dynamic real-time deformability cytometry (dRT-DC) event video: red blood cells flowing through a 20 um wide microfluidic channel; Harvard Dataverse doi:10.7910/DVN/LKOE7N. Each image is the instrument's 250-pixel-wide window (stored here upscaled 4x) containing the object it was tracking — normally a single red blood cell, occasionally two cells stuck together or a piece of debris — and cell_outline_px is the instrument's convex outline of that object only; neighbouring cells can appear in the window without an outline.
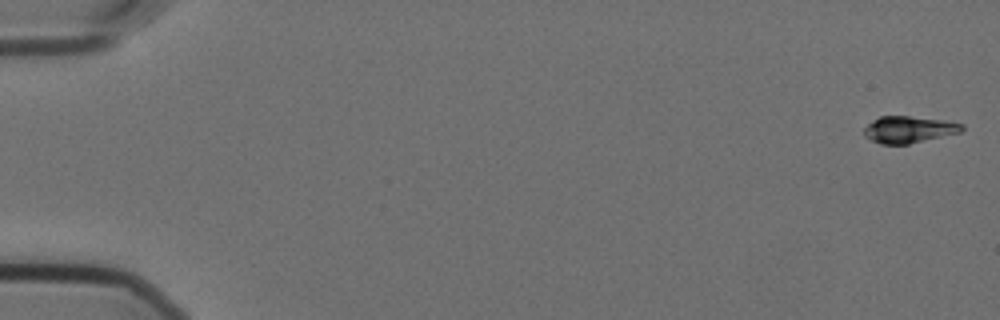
{"species": "Egyptian fruit bat (a non-hibernating species)", "species_latin": "Rousettus aegyptiacus", "temperature_condition": "cold", "stored_images_in_passage": 57, "camera_frame_rate_fps": 3000, "um_per_image_px": 0.085, "animal": {"sex": "female"}, "frame": {"image": 1, "passage_image": 1, "time_ms": 0.0, "image_size_px": [1000, 320], "cell_outline_px": [[964, 128], [960, 132], [908, 144], [880, 144], [864, 136], [864, 128], [872, 120], [880, 116], [908, 116], [944, 120], [964, 124]], "centroid_in_image_um": [77.23, 11.0], "position_along_channel_um": 7.8, "area_um2": 15.14}}
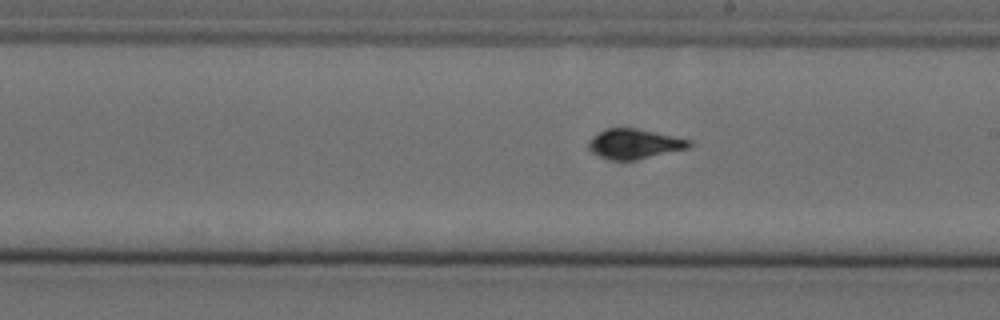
{"frame": {"image": 2, "passage_image": 33, "time_ms": 10.667, "image_size_px": [1000, 320], "cell_outline_px": [[692, 144], [688, 148], [636, 160], [608, 160], [592, 152], [588, 148], [588, 140], [592, 136], [604, 128], [636, 128], [692, 140]], "centroid_in_image_um": [53.89, 12.23], "position_along_channel_um": 235.1, "area_um2": 17.57}}
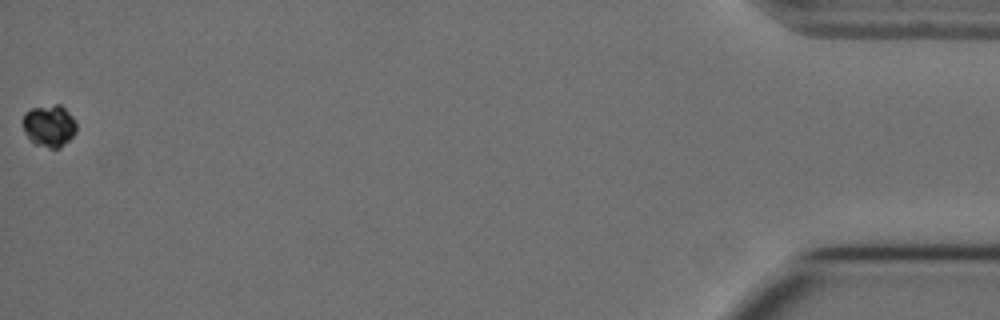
{"frame": {"image": 3, "passage_image": 57, "time_ms": 18.667, "image_size_px": [1000, 320], "cell_outline_px": [[76, 132], [60, 148], [48, 148], [36, 144], [24, 132], [24, 112], [32, 108], [56, 104], [60, 104], [76, 120]], "centroid_in_image_um": [4.2, 10.68], "position_along_channel_um": 431.0, "area_um2": 12.95}, "authors_computed_cell_mechanics": {"area_um2": 16.762, "velocity_mm_per_s": 3.5853, "shape_relaxation_time_tau1_ms": 2.3588, "shape_relaxation_time_tau2_ms": null, "deformation_change_tau1": 0.0941, "deformation_change_tau2": null}}